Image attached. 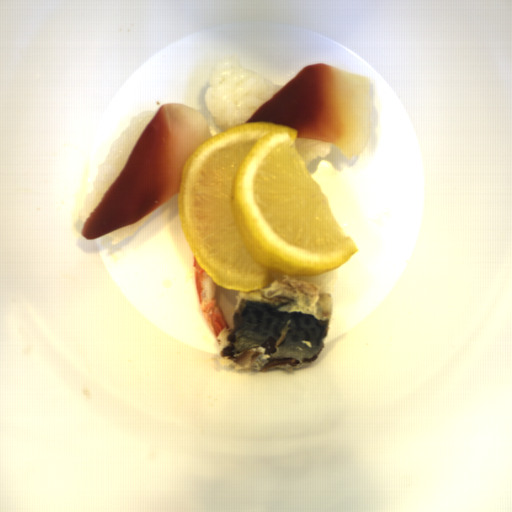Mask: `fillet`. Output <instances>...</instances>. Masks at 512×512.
<instances>
[{
	"label": "fillet",
	"mask_w": 512,
	"mask_h": 512,
	"mask_svg": "<svg viewBox=\"0 0 512 512\" xmlns=\"http://www.w3.org/2000/svg\"><path fill=\"white\" fill-rule=\"evenodd\" d=\"M211 138L209 121L200 112L163 104L84 221L81 236L90 241L126 228L180 195L185 164Z\"/></svg>",
	"instance_id": "obj_1"
},
{
	"label": "fillet",
	"mask_w": 512,
	"mask_h": 512,
	"mask_svg": "<svg viewBox=\"0 0 512 512\" xmlns=\"http://www.w3.org/2000/svg\"><path fill=\"white\" fill-rule=\"evenodd\" d=\"M369 98L367 77L312 63L262 104L246 123L271 122L297 128L296 138L330 142L345 157L357 158L370 143Z\"/></svg>",
	"instance_id": "obj_2"
}]
</instances>
